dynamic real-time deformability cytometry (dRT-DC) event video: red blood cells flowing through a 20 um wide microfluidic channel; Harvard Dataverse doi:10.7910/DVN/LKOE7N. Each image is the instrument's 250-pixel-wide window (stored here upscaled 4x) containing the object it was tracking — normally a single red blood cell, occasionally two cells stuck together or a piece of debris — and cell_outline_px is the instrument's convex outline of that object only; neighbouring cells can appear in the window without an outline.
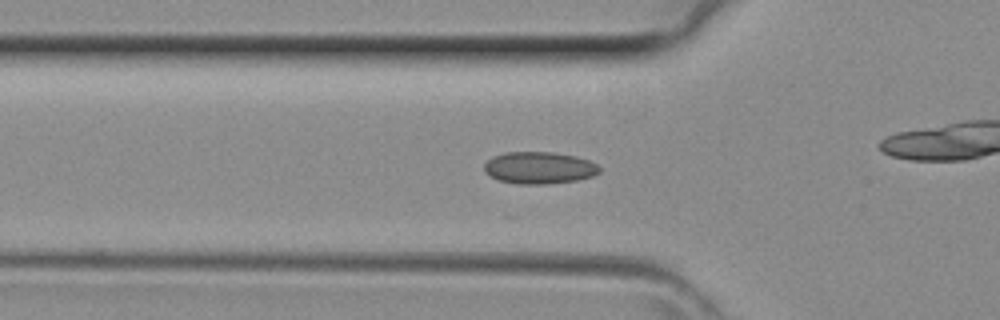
{"species": "common noctule bat (a hibernating species)", "species_latin": "Nyctalus noctula", "temperature_condition": "room temperature", "stored_images_in_passage": 33, "camera_frame_rate_fps": 3000, "um_per_image_px": 0.085, "animal": {"sex": "female", "body_mass_g": 29.2, "forearm_length_mm": 56.3}, "frame": {"image": 1, "passage_image": 13, "time_ms": 4.0, "image_size_px": [1000, 320], "cell_outline_px": [[600, 172], [592, 176], [576, 180], [548, 184], [516, 184], [500, 180], [484, 172], [484, 164], [492, 156], [504, 152], [552, 152], [576, 156], [588, 160], [596, 164], [600, 168]], "centroid_in_image_um": [45.82, 14.26], "position_along_channel_um": 80.0, "area_um2": 21.5}}
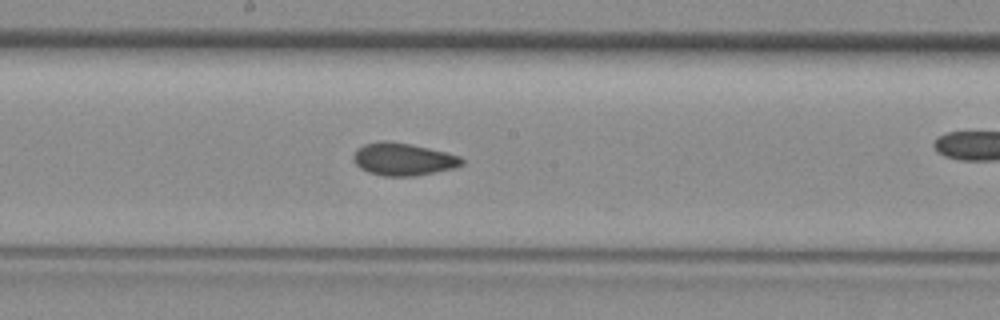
{"frame": {"image": 2, "passage_image": 21, "time_ms": 6.667, "image_size_px": [1000, 320], "cell_outline_px": [[464, 164], [452, 168], [416, 176], [380, 176], [368, 172], [360, 168], [356, 164], [352, 156], [364, 144], [384, 140], [408, 144], [428, 148], [460, 156], [464, 160]], "centroid_in_image_um": [34.26, 13.55], "position_along_channel_um": 213.9, "area_um2": 20.29}}
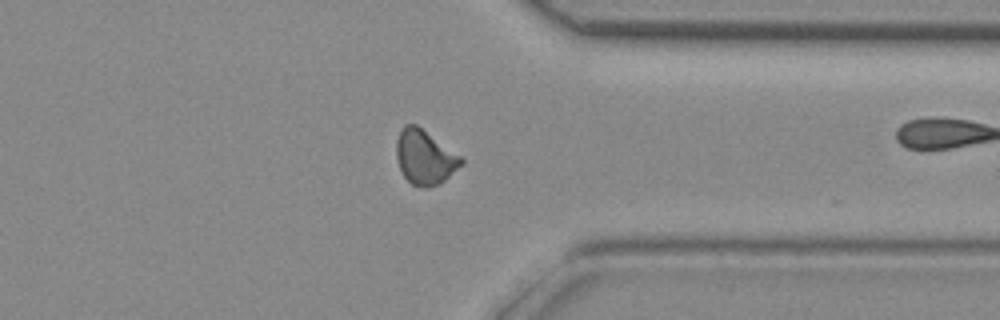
{"frame": {"image": 3, "passage_image": 31, "time_ms": 10.0, "image_size_px": [1000, 320], "cell_outline_px": [[464, 164], [444, 180], [428, 188], [412, 184], [404, 176], [400, 168], [396, 156], [396, 140], [404, 124], [416, 124], [460, 156], [464, 160]], "centroid_in_image_um": [36.1, 13.36], "position_along_channel_um": 375.3, "area_um2": 20.23}}